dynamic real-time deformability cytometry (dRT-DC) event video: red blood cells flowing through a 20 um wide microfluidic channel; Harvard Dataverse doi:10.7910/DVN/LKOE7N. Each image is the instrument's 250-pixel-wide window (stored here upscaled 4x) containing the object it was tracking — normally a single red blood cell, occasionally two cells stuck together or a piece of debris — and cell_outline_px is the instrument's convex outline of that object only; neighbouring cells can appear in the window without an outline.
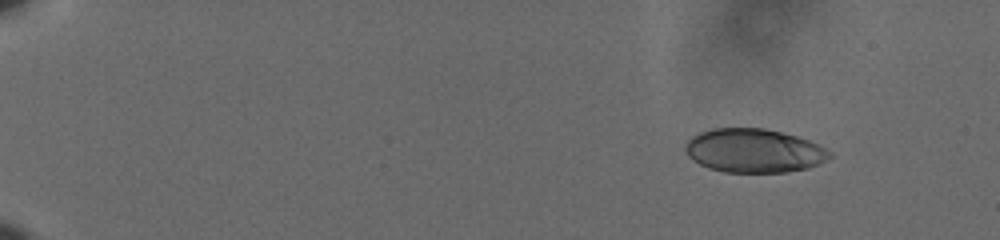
{"species": "human", "species_latin": "Homo sapiens", "temperature_condition": "cold", "stored_images_in_passage": 53, "camera_frame_rate_fps": 3000, "um_per_image_px": 0.085, "donor": {"sex": "male"}, "frame": {"image": 1, "passage_image": 1, "time_ms": 0.0, "image_size_px": [1000, 240], "cell_outline_px": [[832, 156], [828, 160], [808, 168], [788, 172], [724, 172], [708, 168], [692, 160], [684, 152], [684, 144], [692, 136], [700, 132], [712, 128], [764, 128], [796, 136], [808, 140], [832, 152]], "centroid_in_image_um": [64.05, 12.81], "position_along_channel_um": 20.9, "area_um2": 36.99}}
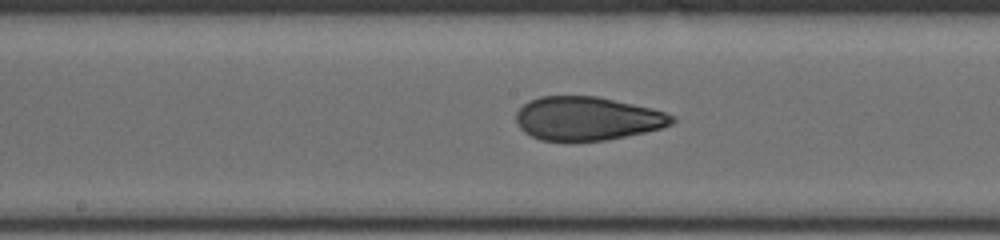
{"frame": {"image": 2, "passage_image": 28, "time_ms": 9.0, "image_size_px": [1000, 240], "cell_outline_px": [[676, 120], [672, 124], [660, 128], [644, 132], [608, 140], [540, 140], [524, 132], [520, 128], [516, 120], [516, 112], [528, 100], [540, 96], [596, 96], [652, 108], [676, 116]], "centroid_in_image_um": [49.91, 10.06], "position_along_channel_um": 198.3, "area_um2": 39.48}}
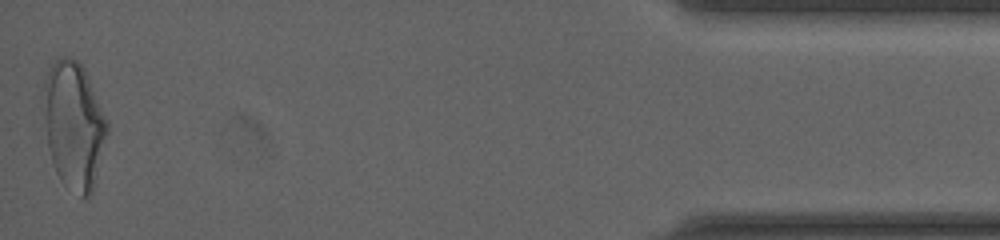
{"frame": {"image": 3, "passage_image": 53, "time_ms": 17.333, "image_size_px": [1000, 240], "cell_outline_px": [[108, 132], [92, 192], [88, 200], [80, 196], [64, 184], [60, 180], [56, 172], [48, 148], [44, 116], [44, 80], [48, 68], [60, 56], [68, 56], [76, 60], [84, 68], [108, 120]], "centroid_in_image_um": [6.28, 10.63], "position_along_channel_um": 428.9, "area_um2": 47.11}, "authors_computed_cell_mechanics": {"area_um2": 39.7086, "velocity_mm_per_s": 3.6209, "shape_relaxation_time_tau1_ms": 9.304, "shape_relaxation_time_tau2_ms": 1.2862, "deformation_change_tau1": 0.2278, "deformation_change_tau2": 0.0782}}